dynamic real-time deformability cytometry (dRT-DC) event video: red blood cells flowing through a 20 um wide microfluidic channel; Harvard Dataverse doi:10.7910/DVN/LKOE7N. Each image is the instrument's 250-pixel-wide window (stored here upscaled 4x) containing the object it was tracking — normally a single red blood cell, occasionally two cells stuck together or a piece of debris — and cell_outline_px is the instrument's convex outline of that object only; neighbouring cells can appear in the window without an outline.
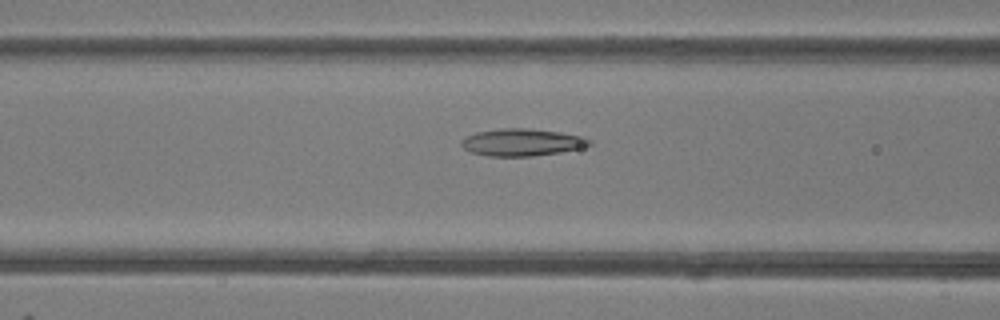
{"species": "common noctule bat (a hibernating species)", "species_latin": "Nyctalus noctula", "temperature_condition": "room temperature", "stored_images_in_passage": 27, "camera_frame_rate_fps": 3000, "um_per_image_px": 0.085, "animal": {"sex": "female"}, "frame": {"image": 1, "passage_image": 7, "time_ms": 2.0, "image_size_px": [1000, 320], "cell_outline_px": [[592, 144], [580, 148], [560, 152], [532, 156], [488, 156], [472, 152], [464, 148], [460, 144], [460, 140], [476, 132], [500, 128], [528, 128], [560, 132], [584, 136], [592, 140]], "centroid_in_image_um": [44.38, 12.09], "position_along_channel_um": 122.2, "area_um2": 20.35}}
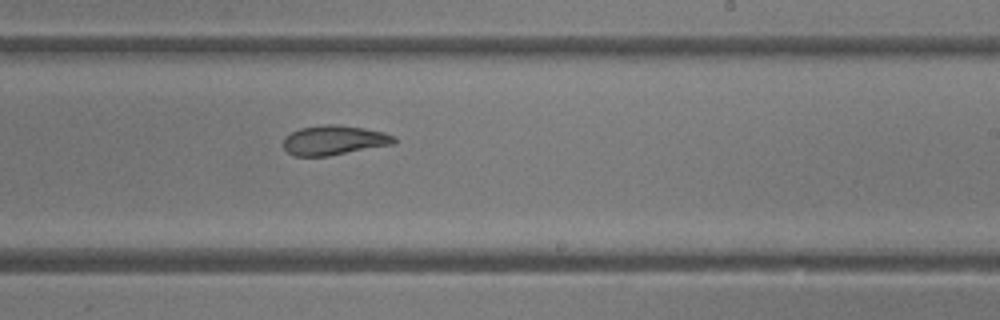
{"frame": {"image": 2, "passage_image": 17, "time_ms": 5.333, "image_size_px": [1000, 320], "cell_outline_px": [[396, 140], [392, 144], [328, 156], [292, 156], [284, 148], [284, 136], [300, 128], [324, 124], [336, 124], [364, 128], [384, 132], [392, 136]], "centroid_in_image_um": [28.34, 11.91], "position_along_channel_um": 260.7, "area_um2": 18.96}}
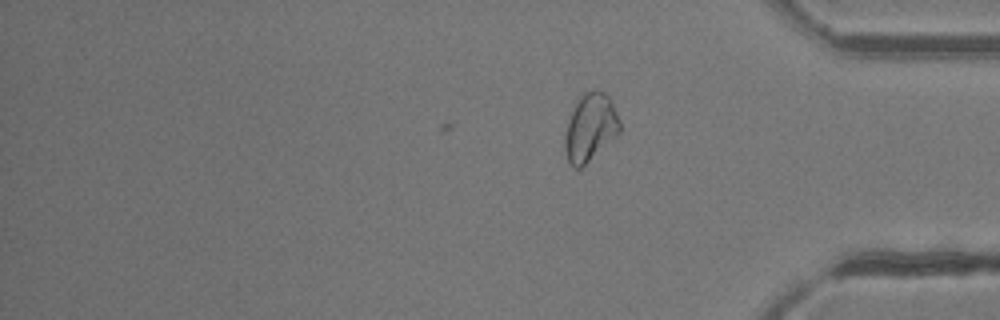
{"frame": {"image": 3, "passage_image": 27, "time_ms": 8.667, "image_size_px": [1000, 320], "cell_outline_px": [[620, 132], [580, 168], [576, 168], [568, 164], [564, 148], [564, 136], [568, 120], [580, 96], [584, 92], [592, 88], [600, 88], [612, 100], [620, 120]], "centroid_in_image_um": [50.17, 10.79], "position_along_channel_um": 385.0, "area_um2": 21.73}, "authors_computed_cell_mechanics": {"area_um2": 19.363, "velocity_mm_per_s": 4.1595, "shape_relaxation_time_tau1_ms": 7.8367, "shape_relaxation_time_tau2_ms": 1.864, "deformation_change_tau1": 0.2296, "deformation_change_tau2": 0.0811}}